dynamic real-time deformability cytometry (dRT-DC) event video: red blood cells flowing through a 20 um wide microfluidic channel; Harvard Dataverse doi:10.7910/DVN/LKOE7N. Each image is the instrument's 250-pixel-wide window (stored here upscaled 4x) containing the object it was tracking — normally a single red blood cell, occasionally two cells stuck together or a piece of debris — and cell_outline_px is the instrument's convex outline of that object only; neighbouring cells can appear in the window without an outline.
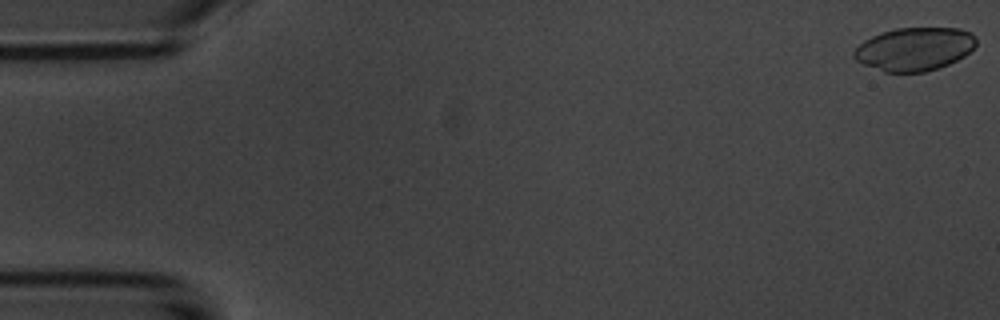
{"species": "common noctule bat (a hibernating species)", "species_latin": "Nyctalus noctula", "temperature_condition": "room temperature", "stored_images_in_passage": 13, "camera_frame_rate_fps": 3000, "um_per_image_px": 0.085, "animal": {"sex": "male", "body_mass_g": 20.1, "forearm_length_mm": 53.5}, "frame": {"image": 1, "passage_image": 1, "time_ms": 0.0, "image_size_px": [1000, 320], "cell_outline_px": [[976, 44], [964, 56], [948, 64], [924, 72], [884, 72], [864, 64], [856, 60], [852, 56], [852, 52], [864, 40], [880, 32], [896, 28], [960, 28], [972, 32], [976, 36]], "centroid_in_image_um": [77.72, 4.15], "position_along_channel_um": 7.3, "area_um2": 30.81}}